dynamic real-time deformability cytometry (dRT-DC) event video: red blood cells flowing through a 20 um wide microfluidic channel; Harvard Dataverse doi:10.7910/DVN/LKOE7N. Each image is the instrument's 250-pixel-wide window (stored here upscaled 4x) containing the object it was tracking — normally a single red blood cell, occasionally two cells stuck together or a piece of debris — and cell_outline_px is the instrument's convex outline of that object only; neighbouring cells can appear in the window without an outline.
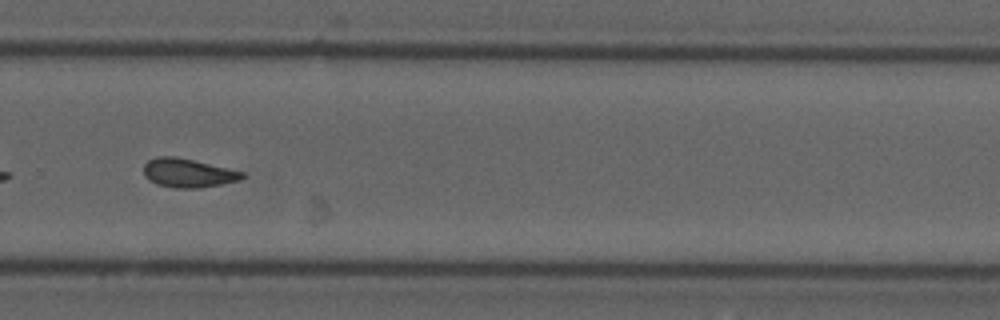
{"species": "common noctule bat (a hibernating species)", "species_latin": "Nyctalus noctula", "temperature_condition": "cold", "stored_images_in_passage": 43, "camera_frame_rate_fps": 3000, "um_per_image_px": 0.085, "animal": {"sex": "male", "forearm_length_mm": 52.5}, "frame": {"image": 1, "passage_image": 31, "time_ms": 10.0, "image_size_px": [1000, 320], "cell_outline_px": [[244, 176], [240, 180], [200, 188], [172, 188], [156, 184], [148, 180], [144, 176], [144, 164], [148, 160], [156, 156], [176, 156], [228, 168], [244, 172]], "centroid_in_image_um": [15.94, 14.7], "position_along_channel_um": 313.9, "area_um2": 16.65}, "authors_computed_cell_mechanics": {"area_um2": 16.6464, "velocity_mm_per_s": 3.6901, "shape_relaxation_time_tau1_ms": null, "shape_relaxation_time_tau2_ms": 4.1108, "deformation_change_tau1": null, "deformation_change_tau2": 0.1135}}